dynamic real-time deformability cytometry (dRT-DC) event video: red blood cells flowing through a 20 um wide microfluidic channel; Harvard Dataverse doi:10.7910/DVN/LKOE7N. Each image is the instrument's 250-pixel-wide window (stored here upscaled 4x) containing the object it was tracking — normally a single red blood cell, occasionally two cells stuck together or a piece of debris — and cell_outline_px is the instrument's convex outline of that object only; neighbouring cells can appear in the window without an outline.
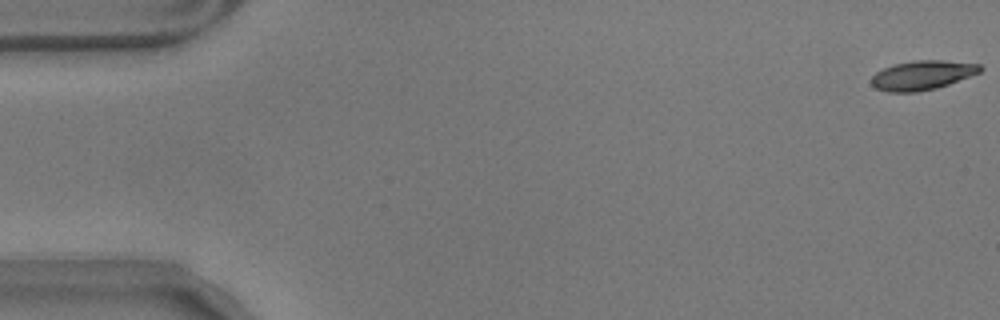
{"species": "common noctule bat (a hibernating species)", "species_latin": "Nyctalus noctula", "temperature_condition": "warm", "stored_images_in_passage": 58, "camera_frame_rate_fps": 3000, "um_per_image_px": 0.085, "animal": {"sex": "male", "body_mass_g": 17.9}, "frame": {"image": 1, "passage_image": 1, "time_ms": 0.0, "image_size_px": [1000, 320], "cell_outline_px": [[984, 68], [980, 72], [948, 84], [936, 88], [916, 92], [888, 92], [876, 88], [872, 84], [872, 76], [876, 72], [884, 68], [896, 64], [912, 60], [940, 60], [980, 64]], "centroid_in_image_um": [78.4, 6.39], "position_along_channel_um": 6.6, "area_um2": 18.38}}
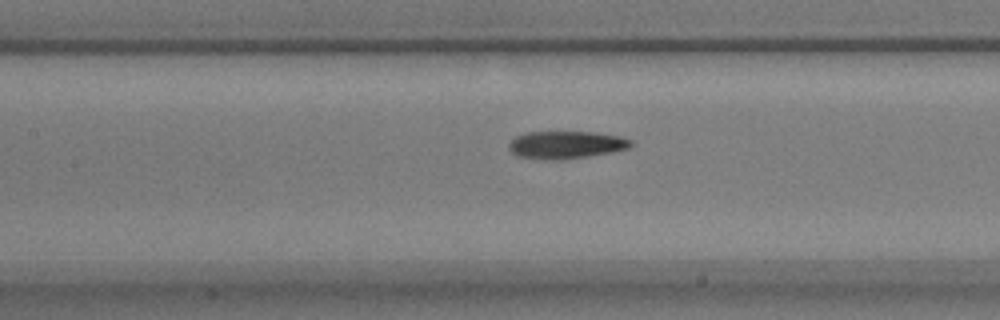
{"frame": {"image": 2, "passage_image": 26, "time_ms": 8.333, "image_size_px": [1000, 320], "cell_outline_px": [[632, 144], [628, 148], [612, 152], [564, 160], [544, 160], [516, 156], [508, 148], [508, 144], [516, 136], [528, 132], [596, 132], [620, 136], [632, 140]], "centroid_in_image_um": [48.1, 12.32], "position_along_channel_um": 159.3, "area_um2": 19.77}}
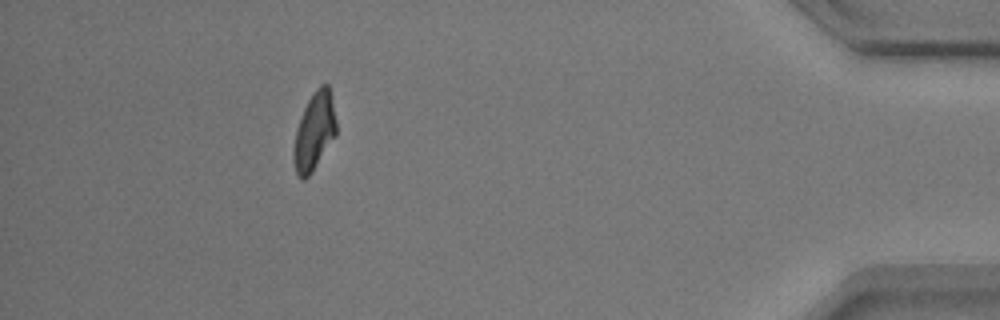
{"frame": {"image": 3, "passage_image": 52, "time_ms": 17.0, "image_size_px": [1000, 320], "cell_outline_px": [[336, 136], [312, 172], [304, 180], [300, 180], [296, 172], [292, 160], [292, 152], [296, 132], [304, 108], [308, 100], [316, 88], [320, 84], [328, 84], [332, 96], [336, 120]], "centroid_in_image_um": [26.72, 11.19], "position_along_channel_um": 408.5, "area_um2": 19.42}, "authors_computed_cell_mechanics": {"area_um2": 19.3919, "velocity_mm_per_s": 3.52, "shape_relaxation_time_tau1_ms": 5.204, "shape_relaxation_time_tau2_ms": 4.5554, "deformation_change_tau1": 0.1995, "deformation_change_tau2": 0.0952}}